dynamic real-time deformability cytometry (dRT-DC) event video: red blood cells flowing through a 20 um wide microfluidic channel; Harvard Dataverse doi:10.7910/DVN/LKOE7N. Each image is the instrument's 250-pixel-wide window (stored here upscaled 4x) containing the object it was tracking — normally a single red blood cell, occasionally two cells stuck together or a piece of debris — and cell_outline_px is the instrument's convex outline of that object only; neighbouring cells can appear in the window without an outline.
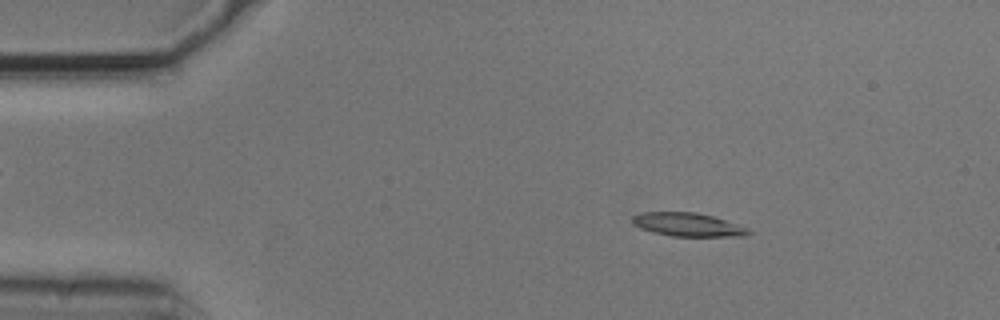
{"species": "common noctule bat (a hibernating species)", "species_latin": "Nyctalus noctula", "temperature_condition": "cold", "stored_images_in_passage": 53, "camera_frame_rate_fps": 3000, "um_per_image_px": 0.085, "animal": {"sex": "male", "body_mass_g": 20.5, "forearm_length_mm": 52.5}, "frame": {"image": 1, "passage_image": 8, "time_ms": 2.333, "image_size_px": [1000, 320], "cell_outline_px": [[752, 232], [744, 236], [672, 236], [652, 232], [640, 228], [632, 224], [632, 216], [644, 212], [696, 212], [712, 216], [748, 228]], "centroid_in_image_um": [58.43, 19.09], "position_along_channel_um": 26.6, "area_um2": 15.78}}
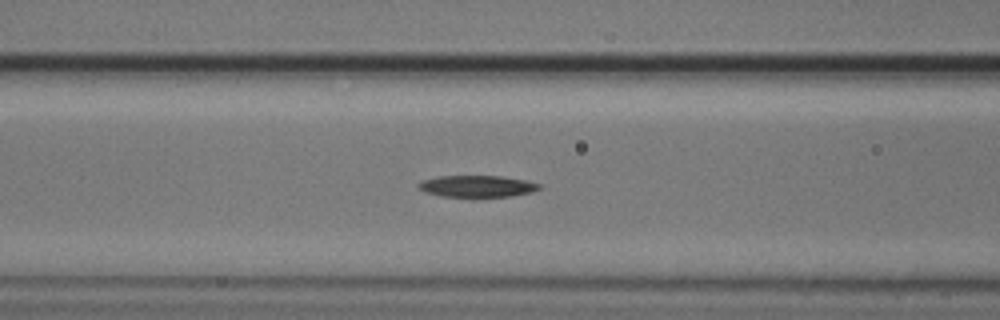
{"frame": {"image": 2, "passage_image": 21, "time_ms": 6.667, "image_size_px": [1000, 320], "cell_outline_px": [[540, 188], [532, 192], [512, 196], [440, 196], [424, 192], [420, 188], [420, 180], [436, 176], [504, 176], [524, 180], [540, 184]], "centroid_in_image_um": [40.54, 15.82], "position_along_channel_um": 126.1, "area_um2": 15.09}}
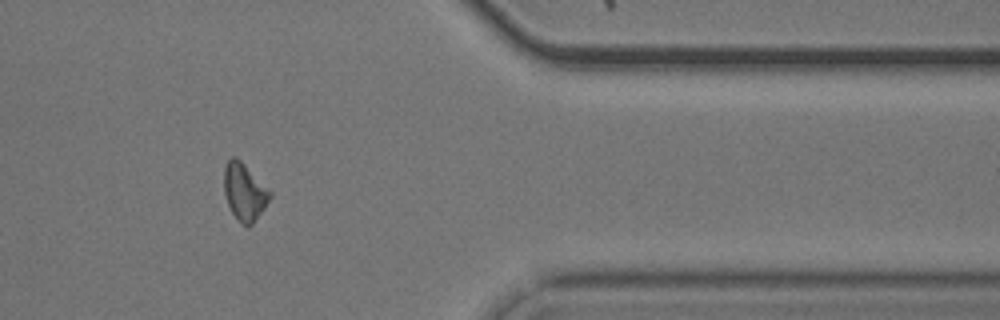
{"frame": {"image": 3, "passage_image": 44, "time_ms": 14.333, "image_size_px": [1000, 320], "cell_outline_px": [[272, 196], [264, 208], [252, 224], [248, 228], [232, 212], [228, 204], [224, 192], [224, 168], [228, 160], [232, 156], [236, 156], [272, 192]], "centroid_in_image_um": [20.78, 16.29], "position_along_channel_um": 390.6, "area_um2": 15.03}, "authors_computed_cell_mechanics": {"area_um2": 15.5482, "velocity_mm_per_s": 3.7128, "shape_relaxation_time_tau1_ms": 8.6944, "shape_relaxation_time_tau2_ms": null, "deformation_change_tau1": 0.1429, "deformation_change_tau2": null}}